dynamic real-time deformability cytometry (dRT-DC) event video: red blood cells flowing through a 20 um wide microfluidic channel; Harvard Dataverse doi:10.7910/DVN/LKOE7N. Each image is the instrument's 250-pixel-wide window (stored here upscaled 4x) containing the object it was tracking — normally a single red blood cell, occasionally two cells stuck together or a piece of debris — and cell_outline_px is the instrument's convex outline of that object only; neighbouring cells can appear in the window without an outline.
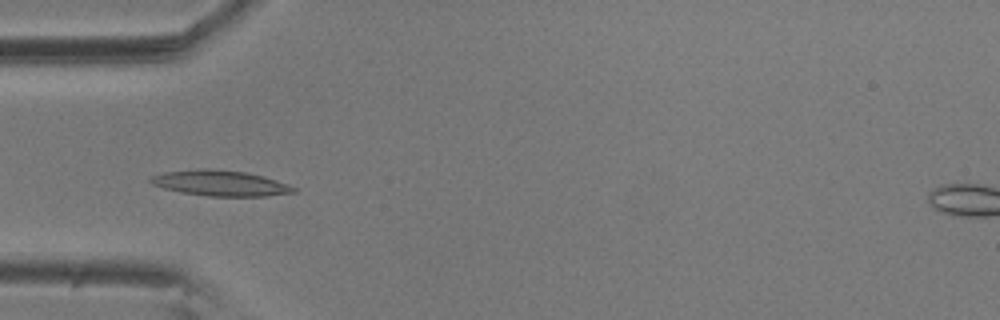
{"species": "common noctule bat (a hibernating species)", "species_latin": "Nyctalus noctula", "temperature_condition": "room temperature", "stored_images_in_passage": 57, "camera_frame_rate_fps": 3000, "um_per_image_px": 0.085, "animal": {"sex": "male", "body_mass_g": 20.5, "forearm_length_mm": 52.5}, "frame": {"image": 1, "passage_image": 18, "time_ms": 5.667, "image_size_px": [1000, 320], "cell_outline_px": [[296, 192], [264, 196], [208, 196], [180, 192], [164, 188], [152, 184], [148, 180], [152, 176], [164, 172], [196, 168], [208, 168], [244, 172], [264, 176], [288, 184], [296, 188]], "centroid_in_image_um": [18.7, 15.56], "position_along_channel_um": 66.3, "area_um2": 21.33}}
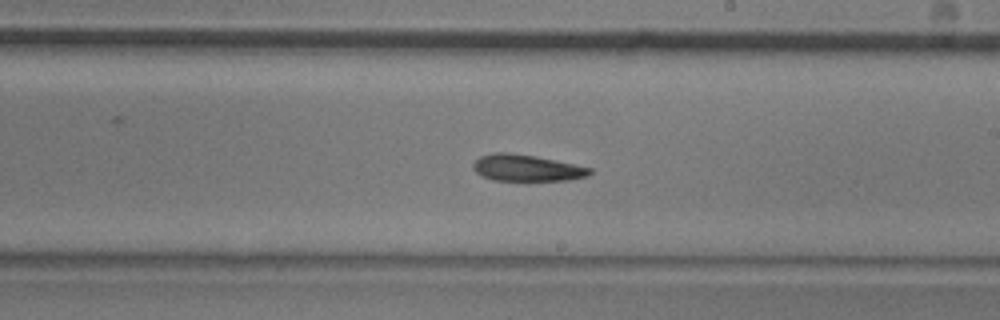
{"frame": {"image": 2, "passage_image": 33, "time_ms": 10.667, "image_size_px": [1000, 320], "cell_outline_px": [[592, 172], [588, 176], [568, 180], [492, 180], [476, 172], [472, 168], [472, 164], [480, 156], [492, 152], [508, 152], [536, 156], [592, 168]], "centroid_in_image_um": [44.75, 14.26], "position_along_channel_um": 244.3, "area_um2": 17.98}}
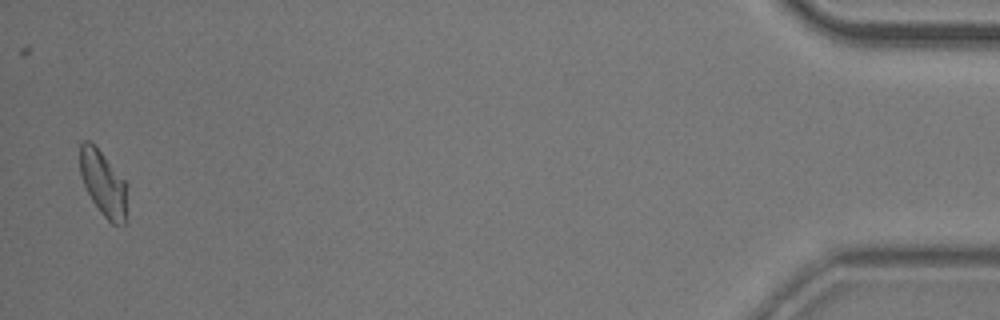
{"frame": {"image": 3, "passage_image": 56, "time_ms": 18.333, "image_size_px": [1000, 320], "cell_outline_px": [[128, 184], [124, 224], [112, 224], [100, 212], [92, 200], [84, 184], [80, 172], [80, 144], [84, 140], [88, 140], [104, 156]], "centroid_in_image_um": [8.79, 15.61], "position_along_channel_um": 426.4, "area_um2": 17.63}, "authors_computed_cell_mechanics": {"area_um2": 18.8428, "velocity_mm_per_s": 3.5468, "shape_relaxation_time_tau1_ms": 7.2566, "shape_relaxation_time_tau2_ms": null, "deformation_change_tau1": 0.1619, "deformation_change_tau2": null}}